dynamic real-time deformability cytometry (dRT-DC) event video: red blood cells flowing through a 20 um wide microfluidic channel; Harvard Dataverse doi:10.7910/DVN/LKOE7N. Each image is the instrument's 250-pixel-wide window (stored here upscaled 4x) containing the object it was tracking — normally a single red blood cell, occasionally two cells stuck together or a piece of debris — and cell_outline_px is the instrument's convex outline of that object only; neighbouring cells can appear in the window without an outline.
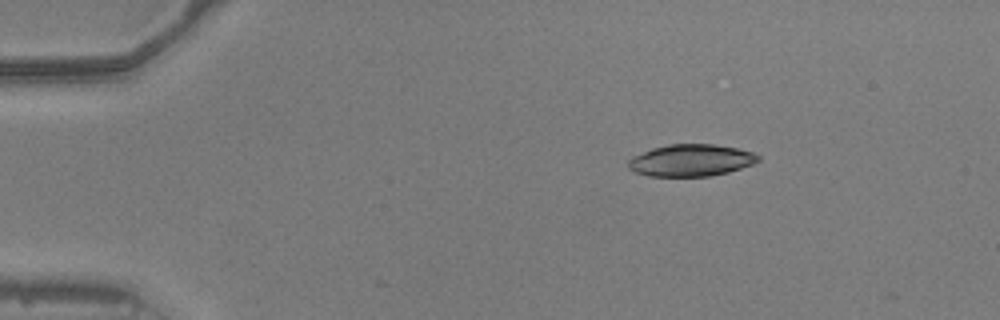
{"species": "common noctule bat (a hibernating species)", "species_latin": "Nyctalus noctula", "temperature_condition": "warm", "stored_images_in_passage": 3, "camera_frame_rate_fps": 3000, "um_per_image_px": 0.085, "animal": {"sex": "male", "body_mass_g": 20.5, "forearm_length_mm": 52.5}, "frame": {"image": 1, "passage_image": 1, "time_ms": 0.0, "image_size_px": [1000, 320], "cell_outline_px": [[760, 160], [752, 164], [728, 172], [712, 176], [648, 176], [636, 172], [628, 168], [628, 160], [632, 156], [652, 148], [668, 144], [712, 144], [736, 148], [752, 152], [760, 156]], "centroid_in_image_um": [58.71, 13.62], "position_along_channel_um": 26.3, "area_um2": 24.16}}